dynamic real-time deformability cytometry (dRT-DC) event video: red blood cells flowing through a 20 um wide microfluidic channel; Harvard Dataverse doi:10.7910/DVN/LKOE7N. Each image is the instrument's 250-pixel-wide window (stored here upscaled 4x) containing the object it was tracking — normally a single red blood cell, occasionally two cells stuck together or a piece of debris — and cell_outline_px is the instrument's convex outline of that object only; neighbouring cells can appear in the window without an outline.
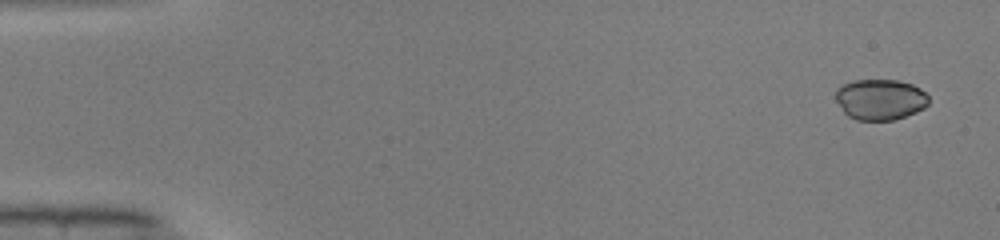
{"species": "common noctule bat (a hibernating species)", "species_latin": "Nyctalus noctula", "temperature_condition": "warm", "stored_images_in_passage": 49, "camera_frame_rate_fps": 3000, "um_per_image_px": 0.085, "animal": {"sex": "male", "body_mass_g": 19.0, "forearm_length_mm": 50.8}, "frame": {"image": 1, "passage_image": 1, "time_ms": 0.0, "image_size_px": [1000, 240], "cell_outline_px": [[928, 104], [924, 108], [916, 112], [892, 120], [856, 120], [848, 116], [844, 112], [836, 100], [836, 88], [852, 80], [900, 80], [912, 84], [920, 88], [928, 96]], "centroid_in_image_um": [74.81, 8.44], "position_along_channel_um": 10.2, "area_um2": 22.14}}
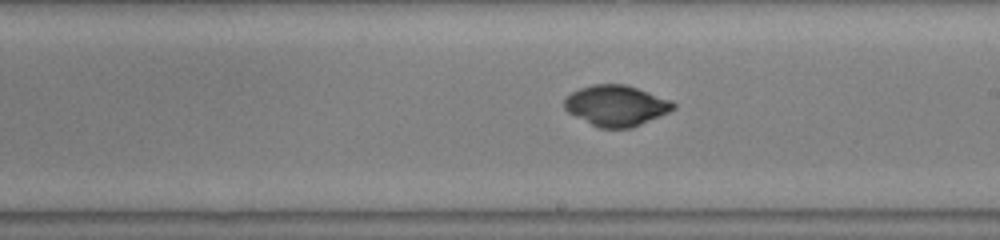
{"frame": {"image": 2, "passage_image": 28, "time_ms": 9.0, "image_size_px": [1000, 240], "cell_outline_px": [[676, 108], [668, 112], [632, 128], [600, 128], [568, 112], [564, 108], [564, 100], [572, 92], [580, 88], [592, 84], [624, 84], [672, 100], [676, 104]], "centroid_in_image_um": [52.39, 8.97], "position_along_channel_um": 236.6, "area_um2": 25.61}}
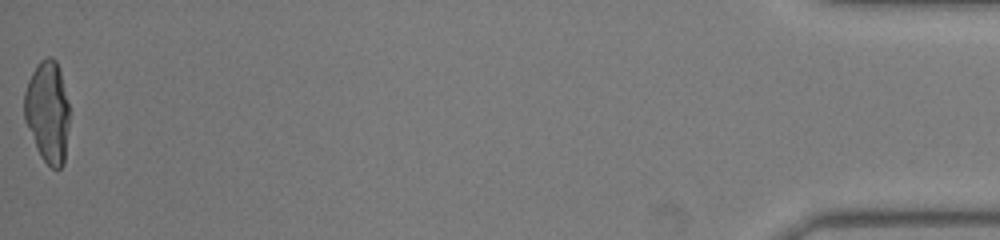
{"frame": {"image": 3, "passage_image": 49, "time_ms": 16.0, "image_size_px": [1000, 240], "cell_outline_px": [[68, 128], [64, 164], [60, 168], [52, 168], [40, 156], [36, 148], [24, 120], [24, 92], [28, 80], [36, 64], [40, 60], [48, 56], [52, 56], [56, 60], [60, 72], [68, 104]], "centroid_in_image_um": [4.02, 9.5], "position_along_channel_um": 431.2, "area_um2": 26.7}}